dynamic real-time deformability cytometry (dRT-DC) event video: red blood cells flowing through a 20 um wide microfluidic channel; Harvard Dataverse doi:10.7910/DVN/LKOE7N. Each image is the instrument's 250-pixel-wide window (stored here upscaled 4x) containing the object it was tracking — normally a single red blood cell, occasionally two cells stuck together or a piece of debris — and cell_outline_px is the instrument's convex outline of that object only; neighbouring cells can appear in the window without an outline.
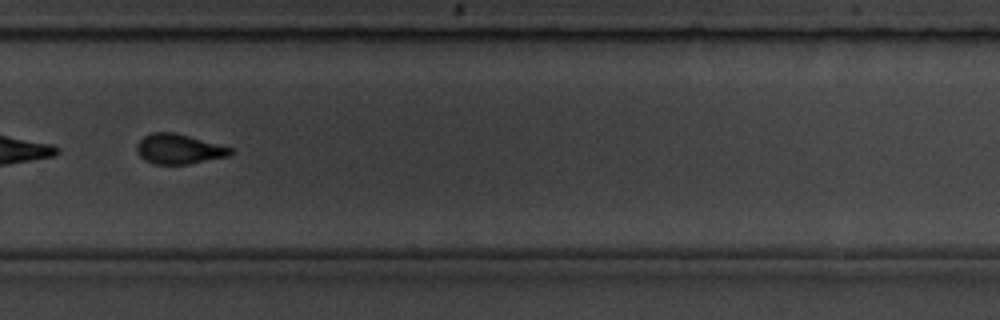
{"species": "common noctule bat (a hibernating species)", "species_latin": "Nyctalus noctula", "temperature_condition": "room temperature", "stored_images_in_passage": 56, "segment_of_instrument_passage": [2, 2], "camera_frame_rate_fps": 3000, "um_per_image_px": 0.085, "animal": {"sex": "male", "body_mass_g": 19.5, "forearm_length_mm": 54.6}, "frame": {"image": 1, "passage_image": 39, "time_ms": 12.667, "image_size_px": [1000, 320], "cell_outline_px": [[236, 152], [232, 156], [188, 164], [152, 164], [144, 160], [136, 152], [136, 144], [144, 136], [152, 132], [172, 132], [188, 136], [232, 148]], "centroid_in_image_um": [15.21, 12.68], "position_along_channel_um": 314.6, "area_um2": 16.47}}